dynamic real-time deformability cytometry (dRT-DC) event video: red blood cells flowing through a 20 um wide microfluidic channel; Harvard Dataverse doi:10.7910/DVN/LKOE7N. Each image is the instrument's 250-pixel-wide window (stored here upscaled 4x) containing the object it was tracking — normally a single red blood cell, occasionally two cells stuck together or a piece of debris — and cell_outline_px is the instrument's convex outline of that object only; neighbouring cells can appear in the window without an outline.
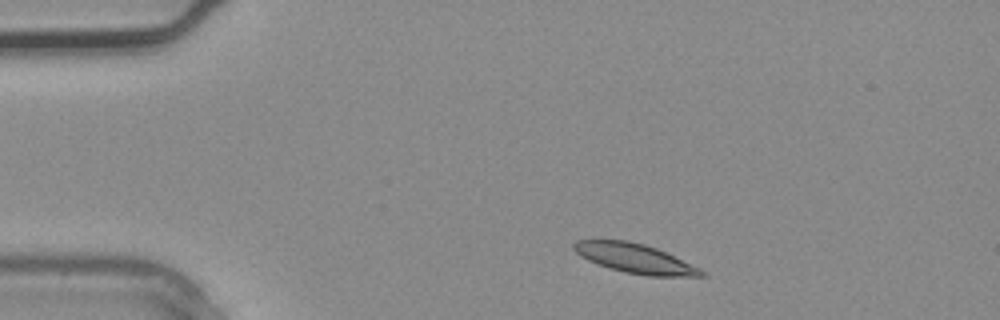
{"species": "common noctule bat (a hibernating species)", "species_latin": "Nyctalus noctula", "temperature_condition": "warm", "stored_images_in_passage": 4, "camera_frame_rate_fps": 3000, "um_per_image_px": 0.085, "animal": {"sex": "male", "body_mass_g": 20.4}, "frame": {"image": 1, "passage_image": 4, "time_ms": 1.0, "image_size_px": [1000, 320], "cell_outline_px": [[708, 276], [648, 276], [624, 272], [588, 260], [580, 256], [572, 248], [572, 244], [576, 240], [628, 240], [644, 244], [656, 248], [700, 268]], "centroid_in_image_um": [53.96, 21.96], "position_along_channel_um": 31.0, "area_um2": 21.62}}